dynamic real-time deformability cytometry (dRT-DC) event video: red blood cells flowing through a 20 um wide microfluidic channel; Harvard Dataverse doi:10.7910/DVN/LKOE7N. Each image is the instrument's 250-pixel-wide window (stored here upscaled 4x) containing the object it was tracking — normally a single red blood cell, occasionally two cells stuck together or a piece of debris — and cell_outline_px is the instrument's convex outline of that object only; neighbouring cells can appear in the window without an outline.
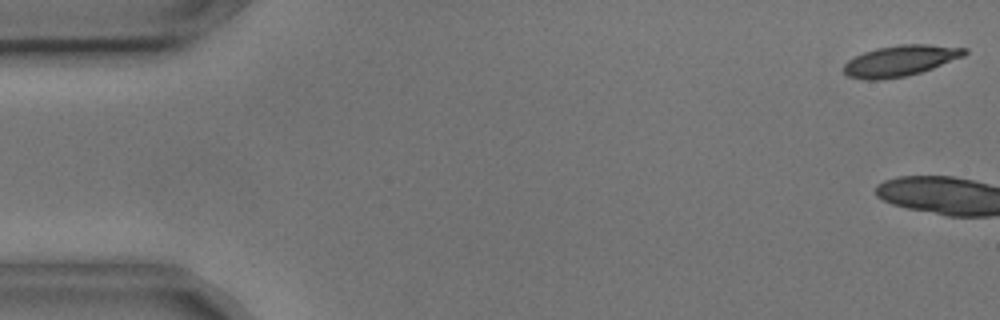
{"species": "common noctule bat (a hibernating species)", "species_latin": "Nyctalus noctula", "temperature_condition": "cold", "stored_images_in_passage": 4, "camera_frame_rate_fps": 3000, "um_per_image_px": 0.085, "animal": {"sex": "male", "body_mass_g": 17.9, "forearm_length_mm": 54.2}, "frame": {"image": 1, "passage_image": 1, "time_ms": 0.0, "image_size_px": [1000, 320], "cell_outline_px": [[968, 52], [964, 56], [932, 68], [920, 72], [904, 76], [880, 80], [864, 80], [848, 76], [844, 72], [844, 64], [848, 60], [864, 52], [876, 48], [900, 44], [928, 44], [968, 48]], "centroid_in_image_um": [76.53, 5.15], "position_along_channel_um": 8.5, "area_um2": 21.68}}